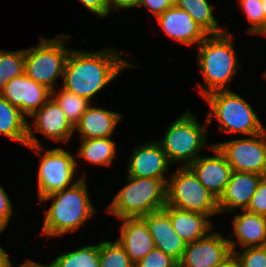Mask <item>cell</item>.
Wrapping results in <instances>:
<instances>
[{
  "instance_id": "cell-29",
  "label": "cell",
  "mask_w": 266,
  "mask_h": 267,
  "mask_svg": "<svg viewBox=\"0 0 266 267\" xmlns=\"http://www.w3.org/2000/svg\"><path fill=\"white\" fill-rule=\"evenodd\" d=\"M99 267H134V263L117 240H102L99 242Z\"/></svg>"
},
{
  "instance_id": "cell-9",
  "label": "cell",
  "mask_w": 266,
  "mask_h": 267,
  "mask_svg": "<svg viewBox=\"0 0 266 267\" xmlns=\"http://www.w3.org/2000/svg\"><path fill=\"white\" fill-rule=\"evenodd\" d=\"M27 147L37 153L38 156H41L36 180L38 201L49 194L69 188L80 181V179L73 180L79 161L75 159L74 154L60 147L49 150L44 146Z\"/></svg>"
},
{
  "instance_id": "cell-28",
  "label": "cell",
  "mask_w": 266,
  "mask_h": 267,
  "mask_svg": "<svg viewBox=\"0 0 266 267\" xmlns=\"http://www.w3.org/2000/svg\"><path fill=\"white\" fill-rule=\"evenodd\" d=\"M25 49L7 51L0 49V92L15 77L24 74Z\"/></svg>"
},
{
  "instance_id": "cell-13",
  "label": "cell",
  "mask_w": 266,
  "mask_h": 267,
  "mask_svg": "<svg viewBox=\"0 0 266 267\" xmlns=\"http://www.w3.org/2000/svg\"><path fill=\"white\" fill-rule=\"evenodd\" d=\"M0 95L17 107L25 117H30L51 98V91L24 73L10 80Z\"/></svg>"
},
{
  "instance_id": "cell-12",
  "label": "cell",
  "mask_w": 266,
  "mask_h": 267,
  "mask_svg": "<svg viewBox=\"0 0 266 267\" xmlns=\"http://www.w3.org/2000/svg\"><path fill=\"white\" fill-rule=\"evenodd\" d=\"M232 254L227 237L220 231L188 243L179 261L181 267H219Z\"/></svg>"
},
{
  "instance_id": "cell-36",
  "label": "cell",
  "mask_w": 266,
  "mask_h": 267,
  "mask_svg": "<svg viewBox=\"0 0 266 267\" xmlns=\"http://www.w3.org/2000/svg\"><path fill=\"white\" fill-rule=\"evenodd\" d=\"M146 7L153 17H158L165 10L174 6V0H140L139 7Z\"/></svg>"
},
{
  "instance_id": "cell-27",
  "label": "cell",
  "mask_w": 266,
  "mask_h": 267,
  "mask_svg": "<svg viewBox=\"0 0 266 267\" xmlns=\"http://www.w3.org/2000/svg\"><path fill=\"white\" fill-rule=\"evenodd\" d=\"M56 90L51 91V97L58 103L69 122L75 127L92 102L63 88Z\"/></svg>"
},
{
  "instance_id": "cell-34",
  "label": "cell",
  "mask_w": 266,
  "mask_h": 267,
  "mask_svg": "<svg viewBox=\"0 0 266 267\" xmlns=\"http://www.w3.org/2000/svg\"><path fill=\"white\" fill-rule=\"evenodd\" d=\"M13 204L6 190L0 184V225L6 230L13 214Z\"/></svg>"
},
{
  "instance_id": "cell-22",
  "label": "cell",
  "mask_w": 266,
  "mask_h": 267,
  "mask_svg": "<svg viewBox=\"0 0 266 267\" xmlns=\"http://www.w3.org/2000/svg\"><path fill=\"white\" fill-rule=\"evenodd\" d=\"M172 222L173 229L188 244L203 238L213 229L208 215L178 209L167 204L162 208Z\"/></svg>"
},
{
  "instance_id": "cell-5",
  "label": "cell",
  "mask_w": 266,
  "mask_h": 267,
  "mask_svg": "<svg viewBox=\"0 0 266 267\" xmlns=\"http://www.w3.org/2000/svg\"><path fill=\"white\" fill-rule=\"evenodd\" d=\"M204 100L210 107L206 117L208 125L215 118L221 133L251 136L266 129L251 103L232 90L212 92Z\"/></svg>"
},
{
  "instance_id": "cell-24",
  "label": "cell",
  "mask_w": 266,
  "mask_h": 267,
  "mask_svg": "<svg viewBox=\"0 0 266 267\" xmlns=\"http://www.w3.org/2000/svg\"><path fill=\"white\" fill-rule=\"evenodd\" d=\"M112 137L95 138V139H81L79 150L75 155L76 160L82 159L97 166H110L116 158L117 147ZM80 157V158H78Z\"/></svg>"
},
{
  "instance_id": "cell-19",
  "label": "cell",
  "mask_w": 266,
  "mask_h": 267,
  "mask_svg": "<svg viewBox=\"0 0 266 267\" xmlns=\"http://www.w3.org/2000/svg\"><path fill=\"white\" fill-rule=\"evenodd\" d=\"M142 218L148 225L155 247L179 262L183 257L187 243L173 229L169 215L161 209Z\"/></svg>"
},
{
  "instance_id": "cell-18",
  "label": "cell",
  "mask_w": 266,
  "mask_h": 267,
  "mask_svg": "<svg viewBox=\"0 0 266 267\" xmlns=\"http://www.w3.org/2000/svg\"><path fill=\"white\" fill-rule=\"evenodd\" d=\"M121 221L120 235L116 239L136 264L155 248L148 225L142 217L118 219Z\"/></svg>"
},
{
  "instance_id": "cell-6",
  "label": "cell",
  "mask_w": 266,
  "mask_h": 267,
  "mask_svg": "<svg viewBox=\"0 0 266 267\" xmlns=\"http://www.w3.org/2000/svg\"><path fill=\"white\" fill-rule=\"evenodd\" d=\"M196 118L190 109H186L173 123H170L164 136L157 140L171 165L190 166L201 156L203 149L212 147L211 144H207V120L201 125Z\"/></svg>"
},
{
  "instance_id": "cell-3",
  "label": "cell",
  "mask_w": 266,
  "mask_h": 267,
  "mask_svg": "<svg viewBox=\"0 0 266 267\" xmlns=\"http://www.w3.org/2000/svg\"><path fill=\"white\" fill-rule=\"evenodd\" d=\"M233 37L227 29L208 35L197 46V66L204 81V85L198 84V92L203 98L215 91L231 90L228 85L241 69Z\"/></svg>"
},
{
  "instance_id": "cell-41",
  "label": "cell",
  "mask_w": 266,
  "mask_h": 267,
  "mask_svg": "<svg viewBox=\"0 0 266 267\" xmlns=\"http://www.w3.org/2000/svg\"><path fill=\"white\" fill-rule=\"evenodd\" d=\"M262 9L265 16V34H266V0H262Z\"/></svg>"
},
{
  "instance_id": "cell-38",
  "label": "cell",
  "mask_w": 266,
  "mask_h": 267,
  "mask_svg": "<svg viewBox=\"0 0 266 267\" xmlns=\"http://www.w3.org/2000/svg\"><path fill=\"white\" fill-rule=\"evenodd\" d=\"M0 267H14L8 252L0 246Z\"/></svg>"
},
{
  "instance_id": "cell-2",
  "label": "cell",
  "mask_w": 266,
  "mask_h": 267,
  "mask_svg": "<svg viewBox=\"0 0 266 267\" xmlns=\"http://www.w3.org/2000/svg\"><path fill=\"white\" fill-rule=\"evenodd\" d=\"M86 181L87 177L83 173L75 185L49 194L38 201L42 204L52 200L50 207L45 211L40 232L47 239L75 232L96 215L98 211L92 204Z\"/></svg>"
},
{
  "instance_id": "cell-40",
  "label": "cell",
  "mask_w": 266,
  "mask_h": 267,
  "mask_svg": "<svg viewBox=\"0 0 266 267\" xmlns=\"http://www.w3.org/2000/svg\"><path fill=\"white\" fill-rule=\"evenodd\" d=\"M19 267H52L51 263L46 264H40L36 261H33L32 259L27 258V260L20 264Z\"/></svg>"
},
{
  "instance_id": "cell-26",
  "label": "cell",
  "mask_w": 266,
  "mask_h": 267,
  "mask_svg": "<svg viewBox=\"0 0 266 267\" xmlns=\"http://www.w3.org/2000/svg\"><path fill=\"white\" fill-rule=\"evenodd\" d=\"M50 263L52 267H99V242L61 253Z\"/></svg>"
},
{
  "instance_id": "cell-17",
  "label": "cell",
  "mask_w": 266,
  "mask_h": 267,
  "mask_svg": "<svg viewBox=\"0 0 266 267\" xmlns=\"http://www.w3.org/2000/svg\"><path fill=\"white\" fill-rule=\"evenodd\" d=\"M263 177L256 173L232 171L226 189L218 200L220 213H231L239 208L246 210Z\"/></svg>"
},
{
  "instance_id": "cell-31",
  "label": "cell",
  "mask_w": 266,
  "mask_h": 267,
  "mask_svg": "<svg viewBox=\"0 0 266 267\" xmlns=\"http://www.w3.org/2000/svg\"><path fill=\"white\" fill-rule=\"evenodd\" d=\"M242 250L232 252L241 267H266V246L245 247Z\"/></svg>"
},
{
  "instance_id": "cell-16",
  "label": "cell",
  "mask_w": 266,
  "mask_h": 267,
  "mask_svg": "<svg viewBox=\"0 0 266 267\" xmlns=\"http://www.w3.org/2000/svg\"><path fill=\"white\" fill-rule=\"evenodd\" d=\"M156 18L162 32L181 44L197 47L208 36L187 11L176 6L170 7Z\"/></svg>"
},
{
  "instance_id": "cell-37",
  "label": "cell",
  "mask_w": 266,
  "mask_h": 267,
  "mask_svg": "<svg viewBox=\"0 0 266 267\" xmlns=\"http://www.w3.org/2000/svg\"><path fill=\"white\" fill-rule=\"evenodd\" d=\"M140 0H108L109 12L111 13L114 9H133L139 7Z\"/></svg>"
},
{
  "instance_id": "cell-20",
  "label": "cell",
  "mask_w": 266,
  "mask_h": 267,
  "mask_svg": "<svg viewBox=\"0 0 266 267\" xmlns=\"http://www.w3.org/2000/svg\"><path fill=\"white\" fill-rule=\"evenodd\" d=\"M241 213L234 215L232 220L234 239L228 238L231 251H236L237 245L241 248L266 246V217L240 210Z\"/></svg>"
},
{
  "instance_id": "cell-14",
  "label": "cell",
  "mask_w": 266,
  "mask_h": 267,
  "mask_svg": "<svg viewBox=\"0 0 266 267\" xmlns=\"http://www.w3.org/2000/svg\"><path fill=\"white\" fill-rule=\"evenodd\" d=\"M132 151L128 160L126 175L169 179L165 174H167L171 164L157 140L140 144Z\"/></svg>"
},
{
  "instance_id": "cell-23",
  "label": "cell",
  "mask_w": 266,
  "mask_h": 267,
  "mask_svg": "<svg viewBox=\"0 0 266 267\" xmlns=\"http://www.w3.org/2000/svg\"><path fill=\"white\" fill-rule=\"evenodd\" d=\"M28 119L0 95V134L27 147Z\"/></svg>"
},
{
  "instance_id": "cell-32",
  "label": "cell",
  "mask_w": 266,
  "mask_h": 267,
  "mask_svg": "<svg viewBox=\"0 0 266 267\" xmlns=\"http://www.w3.org/2000/svg\"><path fill=\"white\" fill-rule=\"evenodd\" d=\"M178 264L179 262L175 258L155 247L134 264V267H176Z\"/></svg>"
},
{
  "instance_id": "cell-15",
  "label": "cell",
  "mask_w": 266,
  "mask_h": 267,
  "mask_svg": "<svg viewBox=\"0 0 266 267\" xmlns=\"http://www.w3.org/2000/svg\"><path fill=\"white\" fill-rule=\"evenodd\" d=\"M210 151L214 155L199 156L189 167L204 187L219 200L229 182L232 168L217 146L212 145Z\"/></svg>"
},
{
  "instance_id": "cell-35",
  "label": "cell",
  "mask_w": 266,
  "mask_h": 267,
  "mask_svg": "<svg viewBox=\"0 0 266 267\" xmlns=\"http://www.w3.org/2000/svg\"><path fill=\"white\" fill-rule=\"evenodd\" d=\"M88 11L96 15L97 17H109L108 0H79Z\"/></svg>"
},
{
  "instance_id": "cell-4",
  "label": "cell",
  "mask_w": 266,
  "mask_h": 267,
  "mask_svg": "<svg viewBox=\"0 0 266 267\" xmlns=\"http://www.w3.org/2000/svg\"><path fill=\"white\" fill-rule=\"evenodd\" d=\"M127 182L106 212L118 219L144 217L161 210L167 203L168 179L132 177L126 175Z\"/></svg>"
},
{
  "instance_id": "cell-21",
  "label": "cell",
  "mask_w": 266,
  "mask_h": 267,
  "mask_svg": "<svg viewBox=\"0 0 266 267\" xmlns=\"http://www.w3.org/2000/svg\"><path fill=\"white\" fill-rule=\"evenodd\" d=\"M122 117L119 112L91 104L75 125L74 131L79 134L80 139L112 137Z\"/></svg>"
},
{
  "instance_id": "cell-33",
  "label": "cell",
  "mask_w": 266,
  "mask_h": 267,
  "mask_svg": "<svg viewBox=\"0 0 266 267\" xmlns=\"http://www.w3.org/2000/svg\"><path fill=\"white\" fill-rule=\"evenodd\" d=\"M246 210L266 217V176L259 182Z\"/></svg>"
},
{
  "instance_id": "cell-8",
  "label": "cell",
  "mask_w": 266,
  "mask_h": 267,
  "mask_svg": "<svg viewBox=\"0 0 266 267\" xmlns=\"http://www.w3.org/2000/svg\"><path fill=\"white\" fill-rule=\"evenodd\" d=\"M169 173L167 182V205L191 212L208 215L220 214L218 199L204 187L189 167H179Z\"/></svg>"
},
{
  "instance_id": "cell-25",
  "label": "cell",
  "mask_w": 266,
  "mask_h": 267,
  "mask_svg": "<svg viewBox=\"0 0 266 267\" xmlns=\"http://www.w3.org/2000/svg\"><path fill=\"white\" fill-rule=\"evenodd\" d=\"M174 6L187 11L208 35L221 34L227 30V27H219V21L213 14L215 7L208 0H174Z\"/></svg>"
},
{
  "instance_id": "cell-43",
  "label": "cell",
  "mask_w": 266,
  "mask_h": 267,
  "mask_svg": "<svg viewBox=\"0 0 266 267\" xmlns=\"http://www.w3.org/2000/svg\"><path fill=\"white\" fill-rule=\"evenodd\" d=\"M264 78H266V71L264 72V74H262Z\"/></svg>"
},
{
  "instance_id": "cell-10",
  "label": "cell",
  "mask_w": 266,
  "mask_h": 267,
  "mask_svg": "<svg viewBox=\"0 0 266 267\" xmlns=\"http://www.w3.org/2000/svg\"><path fill=\"white\" fill-rule=\"evenodd\" d=\"M225 155L232 171L266 176V129L258 134L214 143Z\"/></svg>"
},
{
  "instance_id": "cell-11",
  "label": "cell",
  "mask_w": 266,
  "mask_h": 267,
  "mask_svg": "<svg viewBox=\"0 0 266 267\" xmlns=\"http://www.w3.org/2000/svg\"><path fill=\"white\" fill-rule=\"evenodd\" d=\"M30 117L34 121L31 126L27 123V146H44L36 136V132L60 144L67 143L75 133L74 126L52 97Z\"/></svg>"
},
{
  "instance_id": "cell-39",
  "label": "cell",
  "mask_w": 266,
  "mask_h": 267,
  "mask_svg": "<svg viewBox=\"0 0 266 267\" xmlns=\"http://www.w3.org/2000/svg\"><path fill=\"white\" fill-rule=\"evenodd\" d=\"M219 267H241L238 259L231 254Z\"/></svg>"
},
{
  "instance_id": "cell-7",
  "label": "cell",
  "mask_w": 266,
  "mask_h": 267,
  "mask_svg": "<svg viewBox=\"0 0 266 267\" xmlns=\"http://www.w3.org/2000/svg\"><path fill=\"white\" fill-rule=\"evenodd\" d=\"M70 38L67 33H59L50 39L40 36L38 45L25 49L24 73L50 91L55 90L57 81L63 79L66 59L71 50L65 42Z\"/></svg>"
},
{
  "instance_id": "cell-1",
  "label": "cell",
  "mask_w": 266,
  "mask_h": 267,
  "mask_svg": "<svg viewBox=\"0 0 266 267\" xmlns=\"http://www.w3.org/2000/svg\"><path fill=\"white\" fill-rule=\"evenodd\" d=\"M120 53L122 50L115 47L94 51L71 48L66 59L61 87L91 102L120 72L138 66Z\"/></svg>"
},
{
  "instance_id": "cell-42",
  "label": "cell",
  "mask_w": 266,
  "mask_h": 267,
  "mask_svg": "<svg viewBox=\"0 0 266 267\" xmlns=\"http://www.w3.org/2000/svg\"><path fill=\"white\" fill-rule=\"evenodd\" d=\"M5 229L0 225V234L4 231Z\"/></svg>"
},
{
  "instance_id": "cell-30",
  "label": "cell",
  "mask_w": 266,
  "mask_h": 267,
  "mask_svg": "<svg viewBox=\"0 0 266 267\" xmlns=\"http://www.w3.org/2000/svg\"><path fill=\"white\" fill-rule=\"evenodd\" d=\"M238 4L251 23L247 28L250 35H265V16L262 9V0H238Z\"/></svg>"
}]
</instances>
